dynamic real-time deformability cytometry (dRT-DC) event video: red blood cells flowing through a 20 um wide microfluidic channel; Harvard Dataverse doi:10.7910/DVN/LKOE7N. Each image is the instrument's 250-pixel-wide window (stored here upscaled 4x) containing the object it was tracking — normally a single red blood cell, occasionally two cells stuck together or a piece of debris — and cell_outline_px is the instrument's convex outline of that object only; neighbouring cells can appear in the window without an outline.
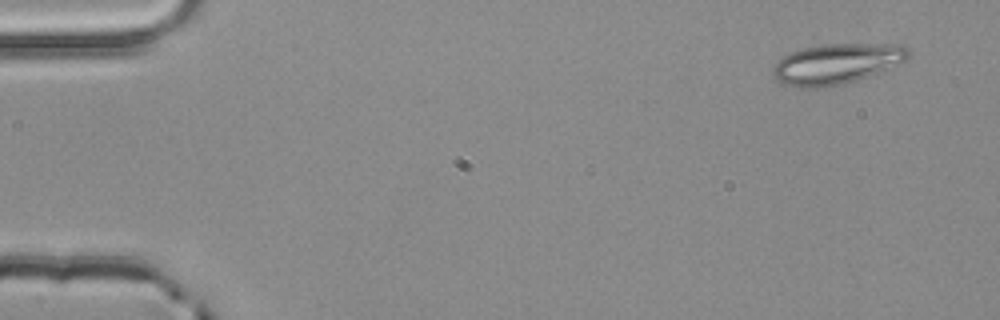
{"species": "common noctule bat (a hibernating species)", "species_latin": "Nyctalus noctula", "temperature_condition": "room temperature", "stored_images_in_passage": 4, "camera_frame_rate_fps": 3000, "um_per_image_px": 0.085, "animal": {"sex": "male", "body_mass_g": 20.4}, "frame": {"image": 1, "passage_image": 1, "time_ms": 0.0, "image_size_px": [1000, 320], "cell_outline_px": [[912, 56], [908, 60], [868, 76], [840, 84], [816, 88], [800, 88], [780, 84], [776, 80], [772, 72], [772, 68], [784, 56], [792, 52], [804, 48], [824, 44], [904, 44], [908, 48]], "centroid_in_image_um": [71.13, 5.42], "position_along_channel_um": 13.9, "area_um2": 31.85}}